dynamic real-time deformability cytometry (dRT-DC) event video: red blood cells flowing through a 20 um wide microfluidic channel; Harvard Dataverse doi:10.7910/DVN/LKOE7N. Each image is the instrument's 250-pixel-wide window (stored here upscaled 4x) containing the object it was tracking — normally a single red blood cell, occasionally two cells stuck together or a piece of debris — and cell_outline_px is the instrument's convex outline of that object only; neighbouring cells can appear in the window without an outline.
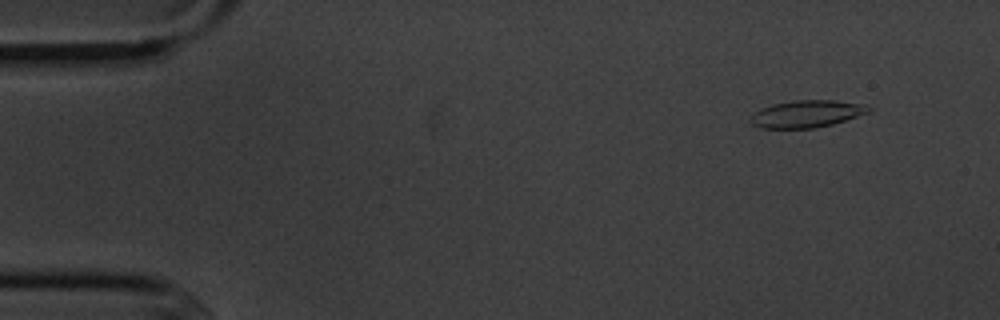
{"species": "common noctule bat (a hibernating species)", "species_latin": "Nyctalus noctula", "temperature_condition": "cold", "stored_images_in_passage": 6, "camera_frame_rate_fps": 3000, "um_per_image_px": 0.085, "animal": {"sex": "male", "body_mass_g": 20.1, "forearm_length_mm": 53.5}, "frame": {"image": 1, "passage_image": 2, "time_ms": 1.333, "image_size_px": [1000, 320], "cell_outline_px": [[872, 108], [868, 112], [832, 124], [816, 128], [760, 128], [752, 124], [748, 120], [760, 108], [772, 104], [792, 100], [836, 100], [856, 104]], "centroid_in_image_um": [68.48, 9.68], "position_along_channel_um": 16.5, "area_um2": 18.44}}
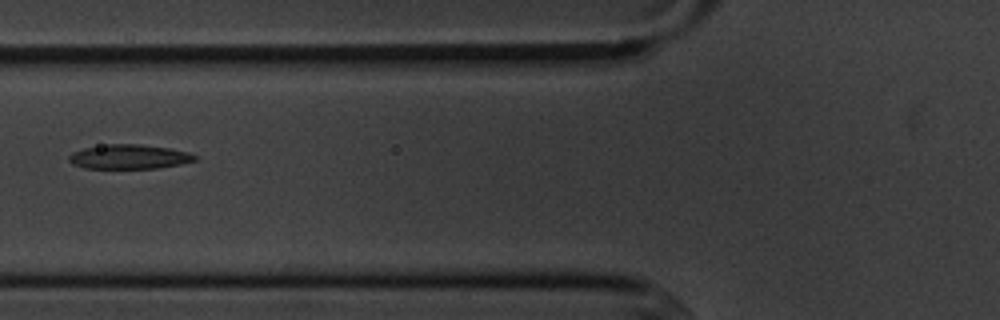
{"frame": {"image": 2, "passage_image": 6, "time_ms": 6.667, "image_size_px": [1000, 320], "cell_outline_px": [[196, 160], [180, 164], [156, 168], [84, 168], [72, 164], [68, 160], [68, 156], [72, 152], [84, 148], [108, 144], [140, 144], [168, 148], [188, 152], [196, 156]], "centroid_in_image_um": [10.94, 13.32], "position_along_channel_um": 114.9, "area_um2": 17.8}}